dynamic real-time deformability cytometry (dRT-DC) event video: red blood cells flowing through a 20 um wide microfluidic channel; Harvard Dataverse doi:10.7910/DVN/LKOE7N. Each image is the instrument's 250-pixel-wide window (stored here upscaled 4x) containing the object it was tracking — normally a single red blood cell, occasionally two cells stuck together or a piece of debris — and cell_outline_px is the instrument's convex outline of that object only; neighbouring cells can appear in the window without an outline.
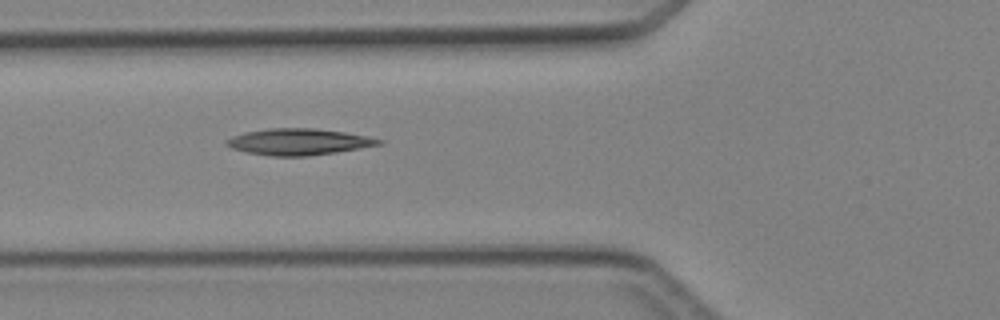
{"species": "Egyptian fruit bat (a non-hibernating species)", "species_latin": "Rousettus aegyptiacus", "temperature_condition": "cold", "stored_images_in_passage": 6, "camera_frame_rate_fps": 3000, "um_per_image_px": 0.085, "animal": {"sex": "female"}, "frame": {"image": 1, "passage_image": 5, "time_ms": 4.667, "image_size_px": [1000, 320], "cell_outline_px": [[384, 140], [380, 144], [360, 148], [336, 152], [308, 156], [272, 156], [248, 152], [232, 148], [224, 144], [224, 140], [232, 136], [244, 132], [268, 128], [316, 128], [344, 132], [368, 136]], "centroid_in_image_um": [25.36, 12.04], "position_along_channel_um": 100.4, "area_um2": 23.41}}
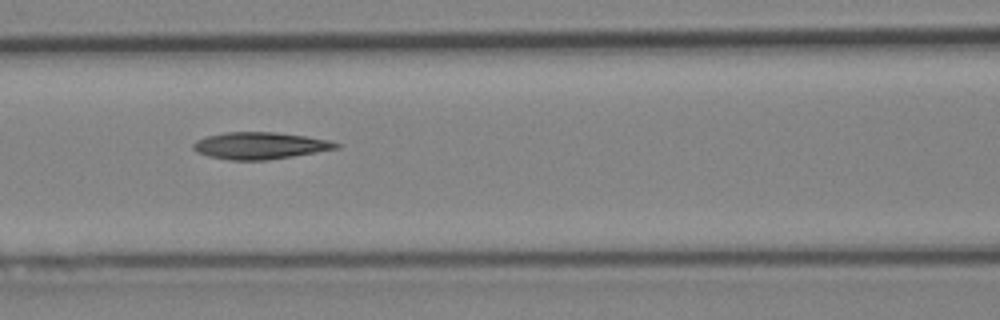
{"frame": {"image": 2, "passage_image": 6, "time_ms": 5.667, "image_size_px": [1000, 320], "cell_outline_px": [[340, 148], [292, 156], [264, 160], [232, 160], [208, 156], [196, 152], [192, 148], [192, 144], [196, 140], [208, 136], [224, 132], [276, 132], [304, 136], [328, 140], [340, 144]], "centroid_in_image_um": [22.07, 12.37], "position_along_channel_um": 144.5, "area_um2": 22.25}}